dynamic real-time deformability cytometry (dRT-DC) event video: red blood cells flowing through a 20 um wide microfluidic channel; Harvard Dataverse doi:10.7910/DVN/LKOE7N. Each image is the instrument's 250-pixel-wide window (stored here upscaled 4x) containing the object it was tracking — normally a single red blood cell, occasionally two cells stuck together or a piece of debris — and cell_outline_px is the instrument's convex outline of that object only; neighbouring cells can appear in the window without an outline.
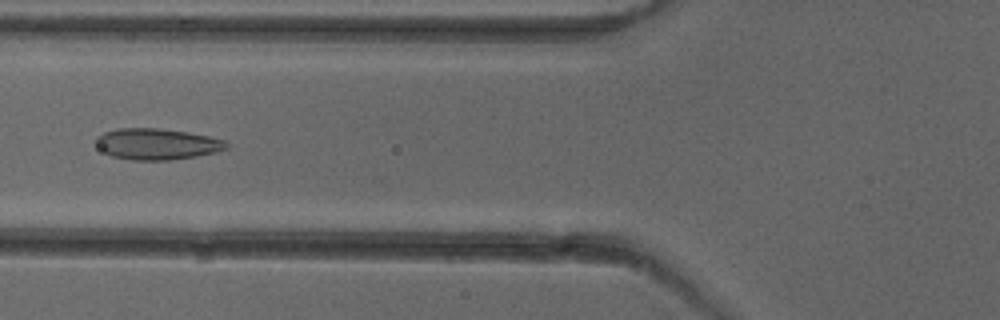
{"species": "common noctule bat (a hibernating species)", "species_latin": "Nyctalus noctula", "temperature_condition": "cold", "stored_images_in_passage": 5, "camera_frame_rate_fps": 3000, "um_per_image_px": 0.085, "animal": {"sex": "female"}, "frame": {"image": 1, "passage_image": 4, "time_ms": 3.667, "image_size_px": [1000, 320], "cell_outline_px": [[228, 148], [216, 152], [196, 156], [172, 160], [132, 160], [112, 156], [104, 152], [96, 144], [96, 136], [104, 132], [116, 128], [156, 128], [188, 132], [228, 140]], "centroid_in_image_um": [13.36, 12.24], "position_along_channel_um": 112.4, "area_um2": 23.81}}
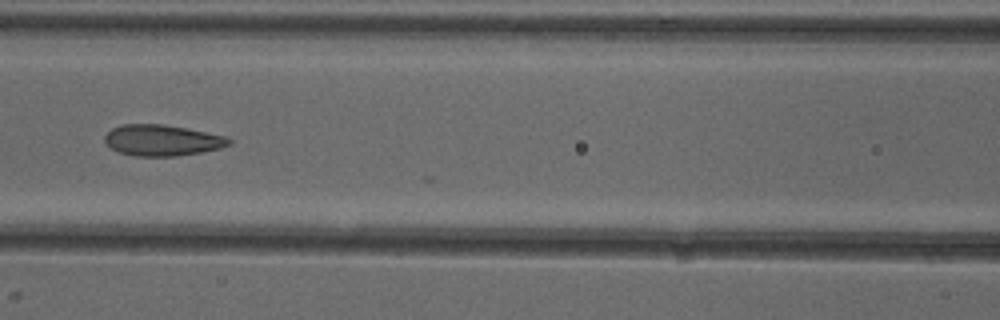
{"frame": {"image": 2, "passage_image": 5, "time_ms": 4.667, "image_size_px": [1000, 320], "cell_outline_px": [[232, 144], [220, 148], [200, 152], [176, 156], [132, 156], [120, 152], [112, 148], [104, 140], [104, 136], [112, 128], [124, 124], [164, 124], [188, 128], [228, 136], [232, 140]], "centroid_in_image_um": [13.82, 11.92], "position_along_channel_um": 152.8, "area_um2": 22.6}}